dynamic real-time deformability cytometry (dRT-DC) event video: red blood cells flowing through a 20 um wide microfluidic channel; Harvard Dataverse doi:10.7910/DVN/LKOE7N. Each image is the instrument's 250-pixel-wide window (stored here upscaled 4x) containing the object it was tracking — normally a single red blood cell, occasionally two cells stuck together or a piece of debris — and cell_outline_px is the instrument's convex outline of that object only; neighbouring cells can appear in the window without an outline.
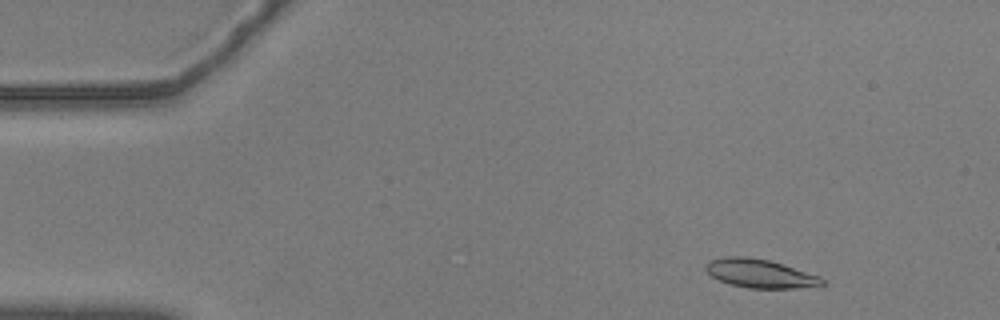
{"species": "common noctule bat (a hibernating species)", "species_latin": "Nyctalus noctula", "temperature_condition": "warm", "stored_images_in_passage": 54, "camera_frame_rate_fps": 3000, "um_per_image_px": 0.085, "animal": {"sex": "male", "body_mass_g": 20.5, "forearm_length_mm": 52.5}, "frame": {"image": 1, "passage_image": 4, "time_ms": 1.0, "image_size_px": [1000, 320], "cell_outline_px": [[824, 284], [796, 288], [748, 288], [732, 284], [720, 280], [712, 276], [704, 268], [704, 264], [708, 260], [728, 256], [744, 256], [768, 260], [820, 276], [824, 280]], "centroid_in_image_um": [64.55, 23.24], "position_along_channel_um": 20.4, "area_um2": 19.13}}
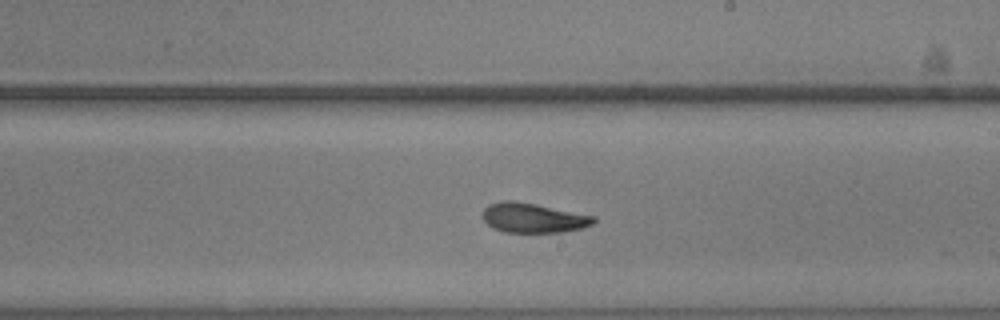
{"frame": {"image": 2, "passage_image": 30, "time_ms": 9.667, "image_size_px": [1000, 320], "cell_outline_px": [[596, 220], [592, 224], [584, 228], [560, 232], [504, 232], [492, 228], [484, 220], [484, 208], [488, 204], [500, 200], [512, 200], [536, 204], [596, 216]], "centroid_in_image_um": [45.33, 18.51], "position_along_channel_um": 243.7, "area_um2": 19.25}}
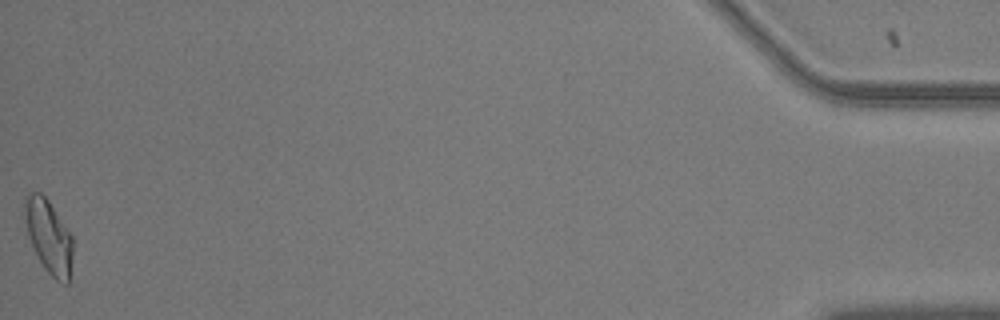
{"frame": {"image": 3, "passage_image": 54, "time_ms": 17.667, "image_size_px": [1000, 320], "cell_outline_px": [[72, 276], [68, 284], [64, 284], [56, 280], [44, 268], [28, 236], [24, 212], [24, 196], [28, 192], [40, 192], [48, 200], [72, 236]], "centroid_in_image_um": [4.16, 20.12], "position_along_channel_um": 431.0, "area_um2": 20.58}, "authors_computed_cell_mechanics": {"area_um2": 19.363, "velocity_mm_per_s": 3.5685, "shape_relaxation_time_tau1_ms": null, "shape_relaxation_time_tau2_ms": 3.1696, "deformation_change_tau1": null, "deformation_change_tau2": 0.1036}}